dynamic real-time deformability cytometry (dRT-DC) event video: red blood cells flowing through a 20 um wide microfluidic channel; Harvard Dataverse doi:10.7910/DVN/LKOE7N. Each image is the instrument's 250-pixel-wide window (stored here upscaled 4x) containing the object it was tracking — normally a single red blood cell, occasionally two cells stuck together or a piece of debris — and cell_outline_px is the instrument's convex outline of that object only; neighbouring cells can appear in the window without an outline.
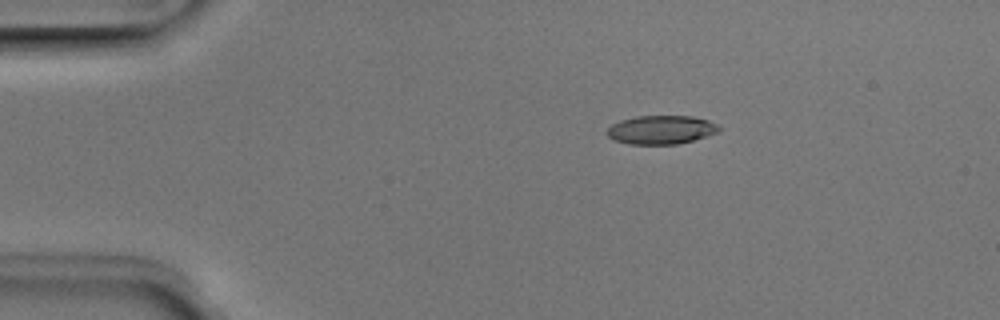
{"species": "Egyptian fruit bat (a non-hibernating species)", "species_latin": "Rousettus aegyptiacus", "temperature_condition": "room temperature", "stored_images_in_passage": 7, "camera_frame_rate_fps": 3000, "um_per_image_px": 0.085, "animal": {"sex": "male"}, "frame": {"image": 1, "passage_image": 3, "time_ms": 0.667, "image_size_px": [1000, 320], "cell_outline_px": [[720, 128], [716, 132], [692, 140], [676, 144], [628, 144], [612, 140], [604, 132], [612, 124], [620, 120], [636, 116], [692, 116], [708, 120], [716, 124]], "centroid_in_image_um": [56.11, 11.03], "position_along_channel_um": 28.9, "area_um2": 18.61}}
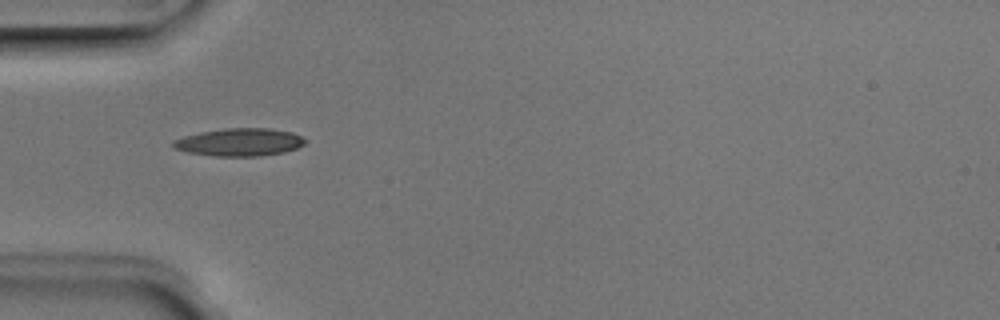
{"frame": {"image": 2, "passage_image": 5, "time_ms": 1.333, "image_size_px": [1000, 320], "cell_outline_px": [[308, 140], [304, 144], [296, 148], [284, 152], [260, 156], [212, 156], [188, 152], [172, 148], [172, 140], [184, 136], [200, 132], [224, 128], [268, 128], [292, 132]], "centroid_in_image_um": [20.34, 12.08], "position_along_channel_um": 64.7, "area_um2": 21.44}}
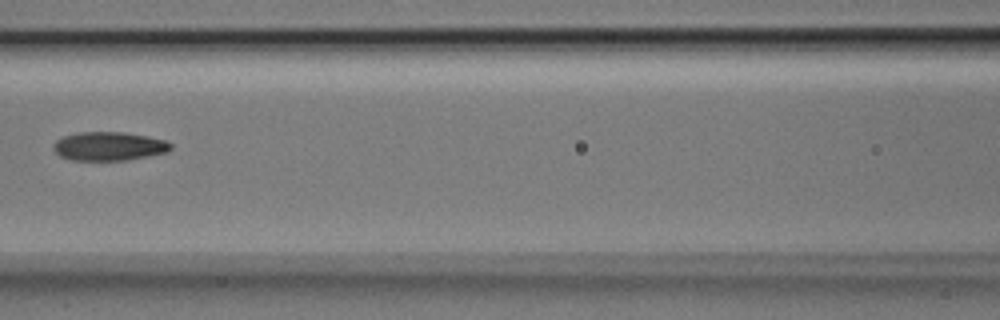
{"frame": {"image": 3, "passage_image": 7, "time_ms": 2.0, "image_size_px": [1000, 320], "cell_outline_px": [[172, 148], [168, 152], [124, 160], [72, 160], [60, 156], [52, 148], [52, 144], [56, 140], [64, 136], [80, 132], [124, 132], [148, 136], [164, 140], [172, 144]], "centroid_in_image_um": [9.25, 12.42], "position_along_channel_um": 157.4, "area_um2": 19.59}}